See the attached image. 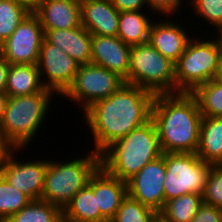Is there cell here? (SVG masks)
Segmentation results:
<instances>
[{
    "instance_id": "obj_16",
    "label": "cell",
    "mask_w": 222,
    "mask_h": 222,
    "mask_svg": "<svg viewBox=\"0 0 222 222\" xmlns=\"http://www.w3.org/2000/svg\"><path fill=\"white\" fill-rule=\"evenodd\" d=\"M44 30L73 29L81 26V5L70 0H39L32 10Z\"/></svg>"
},
{
    "instance_id": "obj_3",
    "label": "cell",
    "mask_w": 222,
    "mask_h": 222,
    "mask_svg": "<svg viewBox=\"0 0 222 222\" xmlns=\"http://www.w3.org/2000/svg\"><path fill=\"white\" fill-rule=\"evenodd\" d=\"M163 154L152 119L109 145L101 154V166L127 182L146 164Z\"/></svg>"
},
{
    "instance_id": "obj_34",
    "label": "cell",
    "mask_w": 222,
    "mask_h": 222,
    "mask_svg": "<svg viewBox=\"0 0 222 222\" xmlns=\"http://www.w3.org/2000/svg\"><path fill=\"white\" fill-rule=\"evenodd\" d=\"M20 150L22 151L23 148H16L10 141L0 134V176H2V171L4 170L12 152H20Z\"/></svg>"
},
{
    "instance_id": "obj_38",
    "label": "cell",
    "mask_w": 222,
    "mask_h": 222,
    "mask_svg": "<svg viewBox=\"0 0 222 222\" xmlns=\"http://www.w3.org/2000/svg\"><path fill=\"white\" fill-rule=\"evenodd\" d=\"M215 82H217L218 84L222 85V57L220 59L215 77L213 79Z\"/></svg>"
},
{
    "instance_id": "obj_20",
    "label": "cell",
    "mask_w": 222,
    "mask_h": 222,
    "mask_svg": "<svg viewBox=\"0 0 222 222\" xmlns=\"http://www.w3.org/2000/svg\"><path fill=\"white\" fill-rule=\"evenodd\" d=\"M196 154L211 165L222 164V117L203 116Z\"/></svg>"
},
{
    "instance_id": "obj_17",
    "label": "cell",
    "mask_w": 222,
    "mask_h": 222,
    "mask_svg": "<svg viewBox=\"0 0 222 222\" xmlns=\"http://www.w3.org/2000/svg\"><path fill=\"white\" fill-rule=\"evenodd\" d=\"M119 14L110 0H88L81 4V25L92 35L117 36Z\"/></svg>"
},
{
    "instance_id": "obj_39",
    "label": "cell",
    "mask_w": 222,
    "mask_h": 222,
    "mask_svg": "<svg viewBox=\"0 0 222 222\" xmlns=\"http://www.w3.org/2000/svg\"><path fill=\"white\" fill-rule=\"evenodd\" d=\"M16 1H19L23 4H25L26 6H28L30 9H34L35 6L37 5L38 1L39 0H16Z\"/></svg>"
},
{
    "instance_id": "obj_23",
    "label": "cell",
    "mask_w": 222,
    "mask_h": 222,
    "mask_svg": "<svg viewBox=\"0 0 222 222\" xmlns=\"http://www.w3.org/2000/svg\"><path fill=\"white\" fill-rule=\"evenodd\" d=\"M151 24L150 17L144 12H120L117 36L129 46L146 43Z\"/></svg>"
},
{
    "instance_id": "obj_35",
    "label": "cell",
    "mask_w": 222,
    "mask_h": 222,
    "mask_svg": "<svg viewBox=\"0 0 222 222\" xmlns=\"http://www.w3.org/2000/svg\"><path fill=\"white\" fill-rule=\"evenodd\" d=\"M112 5L119 11H142L143 6L147 5V0H110Z\"/></svg>"
},
{
    "instance_id": "obj_31",
    "label": "cell",
    "mask_w": 222,
    "mask_h": 222,
    "mask_svg": "<svg viewBox=\"0 0 222 222\" xmlns=\"http://www.w3.org/2000/svg\"><path fill=\"white\" fill-rule=\"evenodd\" d=\"M190 5L194 13L199 18H204L207 24L213 25L218 29V34L222 32V0H190Z\"/></svg>"
},
{
    "instance_id": "obj_30",
    "label": "cell",
    "mask_w": 222,
    "mask_h": 222,
    "mask_svg": "<svg viewBox=\"0 0 222 222\" xmlns=\"http://www.w3.org/2000/svg\"><path fill=\"white\" fill-rule=\"evenodd\" d=\"M202 198L204 203L222 208V164L211 165Z\"/></svg>"
},
{
    "instance_id": "obj_40",
    "label": "cell",
    "mask_w": 222,
    "mask_h": 222,
    "mask_svg": "<svg viewBox=\"0 0 222 222\" xmlns=\"http://www.w3.org/2000/svg\"><path fill=\"white\" fill-rule=\"evenodd\" d=\"M151 222H171L167 220L163 215H161L159 212L155 214Z\"/></svg>"
},
{
    "instance_id": "obj_12",
    "label": "cell",
    "mask_w": 222,
    "mask_h": 222,
    "mask_svg": "<svg viewBox=\"0 0 222 222\" xmlns=\"http://www.w3.org/2000/svg\"><path fill=\"white\" fill-rule=\"evenodd\" d=\"M165 174V153H163L126 182L127 195L157 213L160 212L165 205Z\"/></svg>"
},
{
    "instance_id": "obj_29",
    "label": "cell",
    "mask_w": 222,
    "mask_h": 222,
    "mask_svg": "<svg viewBox=\"0 0 222 222\" xmlns=\"http://www.w3.org/2000/svg\"><path fill=\"white\" fill-rule=\"evenodd\" d=\"M156 213L152 208L126 195L110 222H151Z\"/></svg>"
},
{
    "instance_id": "obj_32",
    "label": "cell",
    "mask_w": 222,
    "mask_h": 222,
    "mask_svg": "<svg viewBox=\"0 0 222 222\" xmlns=\"http://www.w3.org/2000/svg\"><path fill=\"white\" fill-rule=\"evenodd\" d=\"M191 222H222V208L203 202Z\"/></svg>"
},
{
    "instance_id": "obj_9",
    "label": "cell",
    "mask_w": 222,
    "mask_h": 222,
    "mask_svg": "<svg viewBox=\"0 0 222 222\" xmlns=\"http://www.w3.org/2000/svg\"><path fill=\"white\" fill-rule=\"evenodd\" d=\"M125 81L116 73L90 63L79 66L74 81L62 95L79 104L83 111L95 102L108 98Z\"/></svg>"
},
{
    "instance_id": "obj_37",
    "label": "cell",
    "mask_w": 222,
    "mask_h": 222,
    "mask_svg": "<svg viewBox=\"0 0 222 222\" xmlns=\"http://www.w3.org/2000/svg\"><path fill=\"white\" fill-rule=\"evenodd\" d=\"M10 101V96L6 92H0V125L4 119V114L7 110Z\"/></svg>"
},
{
    "instance_id": "obj_26",
    "label": "cell",
    "mask_w": 222,
    "mask_h": 222,
    "mask_svg": "<svg viewBox=\"0 0 222 222\" xmlns=\"http://www.w3.org/2000/svg\"><path fill=\"white\" fill-rule=\"evenodd\" d=\"M191 94L196 98L203 116L222 117V85L212 79L198 86Z\"/></svg>"
},
{
    "instance_id": "obj_22",
    "label": "cell",
    "mask_w": 222,
    "mask_h": 222,
    "mask_svg": "<svg viewBox=\"0 0 222 222\" xmlns=\"http://www.w3.org/2000/svg\"><path fill=\"white\" fill-rule=\"evenodd\" d=\"M62 213L67 222H109L97 208L96 197L88 185L75 194Z\"/></svg>"
},
{
    "instance_id": "obj_41",
    "label": "cell",
    "mask_w": 222,
    "mask_h": 222,
    "mask_svg": "<svg viewBox=\"0 0 222 222\" xmlns=\"http://www.w3.org/2000/svg\"><path fill=\"white\" fill-rule=\"evenodd\" d=\"M70 1H74V2L79 3L81 5L82 3H85L88 0H70Z\"/></svg>"
},
{
    "instance_id": "obj_11",
    "label": "cell",
    "mask_w": 222,
    "mask_h": 222,
    "mask_svg": "<svg viewBox=\"0 0 222 222\" xmlns=\"http://www.w3.org/2000/svg\"><path fill=\"white\" fill-rule=\"evenodd\" d=\"M79 66L78 62L58 46L43 39L37 67L41 82L46 89L62 96L73 83Z\"/></svg>"
},
{
    "instance_id": "obj_2",
    "label": "cell",
    "mask_w": 222,
    "mask_h": 222,
    "mask_svg": "<svg viewBox=\"0 0 222 222\" xmlns=\"http://www.w3.org/2000/svg\"><path fill=\"white\" fill-rule=\"evenodd\" d=\"M203 115L191 93L155 95L151 111L163 153H196Z\"/></svg>"
},
{
    "instance_id": "obj_14",
    "label": "cell",
    "mask_w": 222,
    "mask_h": 222,
    "mask_svg": "<svg viewBox=\"0 0 222 222\" xmlns=\"http://www.w3.org/2000/svg\"><path fill=\"white\" fill-rule=\"evenodd\" d=\"M91 63L128 78L130 49L118 36L92 35Z\"/></svg>"
},
{
    "instance_id": "obj_28",
    "label": "cell",
    "mask_w": 222,
    "mask_h": 222,
    "mask_svg": "<svg viewBox=\"0 0 222 222\" xmlns=\"http://www.w3.org/2000/svg\"><path fill=\"white\" fill-rule=\"evenodd\" d=\"M31 201L29 196L11 186L3 176H0V222L6 221Z\"/></svg>"
},
{
    "instance_id": "obj_1",
    "label": "cell",
    "mask_w": 222,
    "mask_h": 222,
    "mask_svg": "<svg viewBox=\"0 0 222 222\" xmlns=\"http://www.w3.org/2000/svg\"><path fill=\"white\" fill-rule=\"evenodd\" d=\"M155 95L139 86L124 83L108 98L85 111V121L94 138V149L101 154L116 140L151 119Z\"/></svg>"
},
{
    "instance_id": "obj_10",
    "label": "cell",
    "mask_w": 222,
    "mask_h": 222,
    "mask_svg": "<svg viewBox=\"0 0 222 222\" xmlns=\"http://www.w3.org/2000/svg\"><path fill=\"white\" fill-rule=\"evenodd\" d=\"M43 39L44 29L31 11L0 45V54L9 64H37Z\"/></svg>"
},
{
    "instance_id": "obj_36",
    "label": "cell",
    "mask_w": 222,
    "mask_h": 222,
    "mask_svg": "<svg viewBox=\"0 0 222 222\" xmlns=\"http://www.w3.org/2000/svg\"><path fill=\"white\" fill-rule=\"evenodd\" d=\"M9 65L8 61L0 54V92L6 91Z\"/></svg>"
},
{
    "instance_id": "obj_8",
    "label": "cell",
    "mask_w": 222,
    "mask_h": 222,
    "mask_svg": "<svg viewBox=\"0 0 222 222\" xmlns=\"http://www.w3.org/2000/svg\"><path fill=\"white\" fill-rule=\"evenodd\" d=\"M165 202L186 193L203 195L211 164L196 153H165Z\"/></svg>"
},
{
    "instance_id": "obj_33",
    "label": "cell",
    "mask_w": 222,
    "mask_h": 222,
    "mask_svg": "<svg viewBox=\"0 0 222 222\" xmlns=\"http://www.w3.org/2000/svg\"><path fill=\"white\" fill-rule=\"evenodd\" d=\"M183 2L182 0H147L148 9H152L150 11L165 14L167 18L180 10L179 8L183 6Z\"/></svg>"
},
{
    "instance_id": "obj_19",
    "label": "cell",
    "mask_w": 222,
    "mask_h": 222,
    "mask_svg": "<svg viewBox=\"0 0 222 222\" xmlns=\"http://www.w3.org/2000/svg\"><path fill=\"white\" fill-rule=\"evenodd\" d=\"M44 38L80 65L91 63L92 34L82 25L73 29L44 30Z\"/></svg>"
},
{
    "instance_id": "obj_5",
    "label": "cell",
    "mask_w": 222,
    "mask_h": 222,
    "mask_svg": "<svg viewBox=\"0 0 222 222\" xmlns=\"http://www.w3.org/2000/svg\"><path fill=\"white\" fill-rule=\"evenodd\" d=\"M54 95L53 91L45 88L31 95L10 97L0 134L16 148L25 149L40 130Z\"/></svg>"
},
{
    "instance_id": "obj_6",
    "label": "cell",
    "mask_w": 222,
    "mask_h": 222,
    "mask_svg": "<svg viewBox=\"0 0 222 222\" xmlns=\"http://www.w3.org/2000/svg\"><path fill=\"white\" fill-rule=\"evenodd\" d=\"M222 57V39L191 38L175 63L176 93H192L214 79Z\"/></svg>"
},
{
    "instance_id": "obj_7",
    "label": "cell",
    "mask_w": 222,
    "mask_h": 222,
    "mask_svg": "<svg viewBox=\"0 0 222 222\" xmlns=\"http://www.w3.org/2000/svg\"><path fill=\"white\" fill-rule=\"evenodd\" d=\"M125 83L139 86L154 95L176 93L175 63L148 42L131 46Z\"/></svg>"
},
{
    "instance_id": "obj_15",
    "label": "cell",
    "mask_w": 222,
    "mask_h": 222,
    "mask_svg": "<svg viewBox=\"0 0 222 222\" xmlns=\"http://www.w3.org/2000/svg\"><path fill=\"white\" fill-rule=\"evenodd\" d=\"M88 186L94 192L100 213L110 222L127 195L126 182L109 174L100 166L90 178Z\"/></svg>"
},
{
    "instance_id": "obj_24",
    "label": "cell",
    "mask_w": 222,
    "mask_h": 222,
    "mask_svg": "<svg viewBox=\"0 0 222 222\" xmlns=\"http://www.w3.org/2000/svg\"><path fill=\"white\" fill-rule=\"evenodd\" d=\"M202 203V195L186 193L167 200L159 213L171 222H191Z\"/></svg>"
},
{
    "instance_id": "obj_21",
    "label": "cell",
    "mask_w": 222,
    "mask_h": 222,
    "mask_svg": "<svg viewBox=\"0 0 222 222\" xmlns=\"http://www.w3.org/2000/svg\"><path fill=\"white\" fill-rule=\"evenodd\" d=\"M44 89L37 64L9 65L5 92L10 97L31 95Z\"/></svg>"
},
{
    "instance_id": "obj_18",
    "label": "cell",
    "mask_w": 222,
    "mask_h": 222,
    "mask_svg": "<svg viewBox=\"0 0 222 222\" xmlns=\"http://www.w3.org/2000/svg\"><path fill=\"white\" fill-rule=\"evenodd\" d=\"M184 27L173 21L154 22L151 24L148 43L163 56L176 63L191 39Z\"/></svg>"
},
{
    "instance_id": "obj_4",
    "label": "cell",
    "mask_w": 222,
    "mask_h": 222,
    "mask_svg": "<svg viewBox=\"0 0 222 222\" xmlns=\"http://www.w3.org/2000/svg\"><path fill=\"white\" fill-rule=\"evenodd\" d=\"M101 166L100 154L91 150L84 158L72 161H49L45 173L42 201L62 210L75 194L85 188L92 175Z\"/></svg>"
},
{
    "instance_id": "obj_13",
    "label": "cell",
    "mask_w": 222,
    "mask_h": 222,
    "mask_svg": "<svg viewBox=\"0 0 222 222\" xmlns=\"http://www.w3.org/2000/svg\"><path fill=\"white\" fill-rule=\"evenodd\" d=\"M15 156L12 152L2 171V176L11 186L25 193L32 200H41L49 160L20 162L17 157L15 160Z\"/></svg>"
},
{
    "instance_id": "obj_27",
    "label": "cell",
    "mask_w": 222,
    "mask_h": 222,
    "mask_svg": "<svg viewBox=\"0 0 222 222\" xmlns=\"http://www.w3.org/2000/svg\"><path fill=\"white\" fill-rule=\"evenodd\" d=\"M32 11L16 0H0V45L14 32Z\"/></svg>"
},
{
    "instance_id": "obj_25",
    "label": "cell",
    "mask_w": 222,
    "mask_h": 222,
    "mask_svg": "<svg viewBox=\"0 0 222 222\" xmlns=\"http://www.w3.org/2000/svg\"><path fill=\"white\" fill-rule=\"evenodd\" d=\"M62 209L42 200H32L4 222H61Z\"/></svg>"
}]
</instances>
